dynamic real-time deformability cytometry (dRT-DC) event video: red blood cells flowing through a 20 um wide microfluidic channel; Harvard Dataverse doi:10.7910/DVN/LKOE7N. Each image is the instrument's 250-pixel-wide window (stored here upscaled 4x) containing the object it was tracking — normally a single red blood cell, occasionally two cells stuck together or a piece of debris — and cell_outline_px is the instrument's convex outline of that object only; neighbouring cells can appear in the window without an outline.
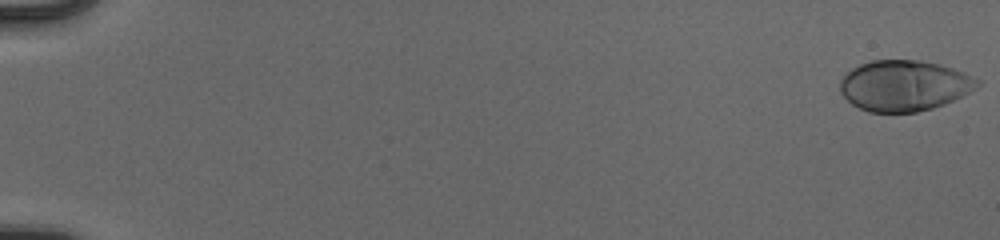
{"species": "human", "species_latin": "Homo sapiens", "temperature_condition": "cold", "stored_images_in_passage": 55, "camera_frame_rate_fps": 3000, "um_per_image_px": 0.085, "donor": {"sex": "male"}, "frame": {"image": 1, "passage_image": 1, "time_ms": 0.0, "image_size_px": [1000, 240], "cell_outline_px": [[980, 84], [976, 88], [944, 104], [932, 108], [916, 112], [868, 112], [852, 104], [840, 92], [840, 80], [852, 68], [860, 64], [872, 60], [920, 60], [940, 64], [964, 72], [980, 80]], "centroid_in_image_um": [76.85, 7.27], "position_along_channel_um": 8.2, "area_um2": 40.46}}
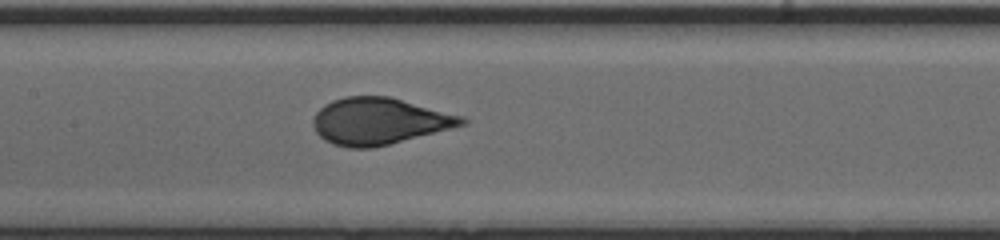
{"frame": {"image": 2, "passage_image": 29, "time_ms": 9.333, "image_size_px": [1000, 240], "cell_outline_px": [[468, 120], [464, 124], [388, 144], [372, 148], [348, 148], [332, 144], [324, 140], [316, 132], [312, 124], [312, 120], [316, 112], [324, 104], [332, 100], [344, 96], [388, 96], [464, 116]], "centroid_in_image_um": [32.16, 10.29], "position_along_channel_um": 175.2, "area_um2": 40.17}}
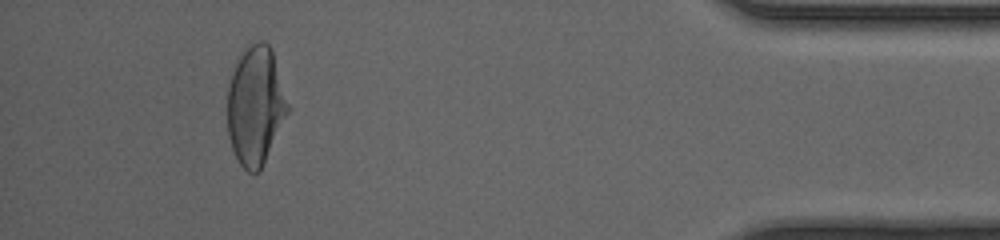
{"frame": {"image": 3, "passage_image": 51, "time_ms": 16.667, "image_size_px": [1000, 240], "cell_outline_px": [[288, 112], [260, 172], [248, 172], [240, 164], [232, 148], [228, 136], [228, 88], [232, 72], [240, 56], [252, 44], [260, 40], [264, 40], [272, 48], [288, 104]], "centroid_in_image_um": [21.72, 9.0], "position_along_channel_um": 413.5, "area_um2": 41.21}, "authors_computed_cell_mechanics": {"area_um2": 40.4022, "velocity_mm_per_s": 3.9258, "shape_relaxation_time_tau1_ms": 4.3975, "shape_relaxation_time_tau2_ms": null, "deformation_change_tau1": 0.2172, "deformation_change_tau2": null}}